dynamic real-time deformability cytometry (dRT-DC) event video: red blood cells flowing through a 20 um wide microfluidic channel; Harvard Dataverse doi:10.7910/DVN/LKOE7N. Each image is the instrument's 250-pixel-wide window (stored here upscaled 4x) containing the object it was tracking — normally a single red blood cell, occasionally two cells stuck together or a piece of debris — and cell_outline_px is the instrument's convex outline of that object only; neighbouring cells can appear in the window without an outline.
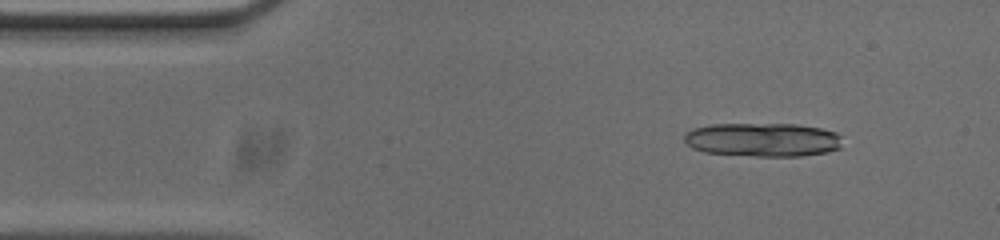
{"species": "common noctule bat (a hibernating species)", "species_latin": "Nyctalus noctula", "temperature_condition": "cold", "stored_images_in_passage": 18, "camera_frame_rate_fps": 3000, "um_per_image_px": 0.085, "animal": {"sex": "male", "body_mass_g": 20.0, "forearm_length_mm": 53.3}, "frame": {"image": 1, "passage_image": 6, "time_ms": 1.667, "image_size_px": [1000, 240], "cell_outline_px": [[840, 148], [828, 152], [800, 156], [752, 156], [704, 152], [692, 148], [684, 140], [684, 132], [692, 128], [712, 124], [796, 124], [820, 128], [836, 132], [840, 136]], "centroid_in_image_um": [64.8, 11.87], "position_along_channel_um": 20.2, "area_um2": 31.27}}